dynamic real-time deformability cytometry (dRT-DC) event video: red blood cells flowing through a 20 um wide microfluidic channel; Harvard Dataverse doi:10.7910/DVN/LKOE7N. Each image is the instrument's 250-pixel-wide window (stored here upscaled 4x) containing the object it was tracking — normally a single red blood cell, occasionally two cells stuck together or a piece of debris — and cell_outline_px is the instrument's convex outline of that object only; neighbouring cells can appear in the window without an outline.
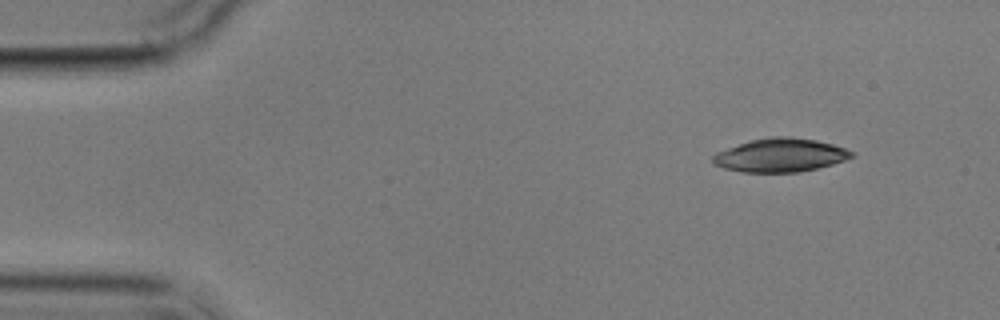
{"species": "common noctule bat (a hibernating species)", "species_latin": "Nyctalus noctula", "temperature_condition": "cold", "stored_images_in_passage": 5, "camera_frame_rate_fps": 3000, "um_per_image_px": 0.085, "animal": {"sex": "male", "body_mass_g": 17.9}, "frame": {"image": 1, "passage_image": 1, "time_ms": 0.0, "image_size_px": [1000, 320], "cell_outline_px": [[856, 156], [832, 164], [800, 172], [744, 172], [724, 168], [712, 164], [712, 156], [716, 152], [748, 140], [772, 136], [788, 136], [816, 140], [832, 144], [844, 148], [852, 152]], "centroid_in_image_um": [66.29, 13.18], "position_along_channel_um": 18.7, "area_um2": 27.17}}
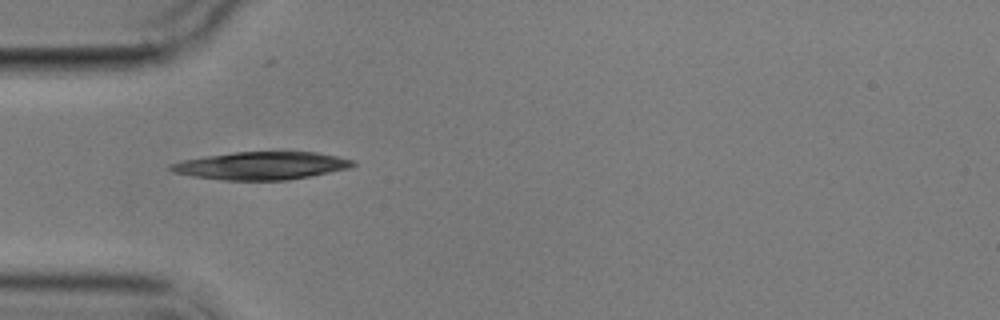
{"frame": {"image": 2, "passage_image": 4, "time_ms": 3.667, "image_size_px": [1000, 320], "cell_outline_px": [[356, 164], [348, 168], [288, 180], [224, 180], [192, 176], [176, 172], [168, 168], [168, 164], [184, 160], [208, 156], [236, 152], [316, 152], [336, 156], [352, 160]], "centroid_in_image_um": [22.19, 14.08], "position_along_channel_um": 62.8, "area_um2": 29.02}}
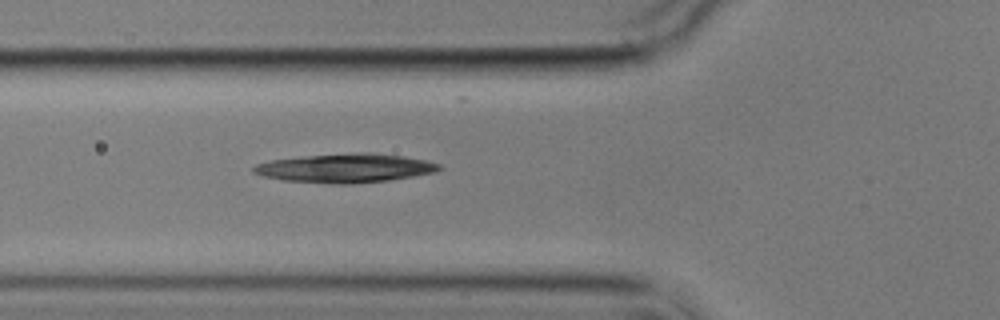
{"frame": {"image": 3, "passage_image": 5, "time_ms": 4.667, "image_size_px": [1000, 320], "cell_outline_px": [[444, 168], [436, 172], [388, 180], [352, 184], [332, 184], [284, 180], [264, 176], [252, 172], [252, 168], [256, 164], [272, 160], [304, 156], [360, 152], [368, 152], [404, 156], [424, 160], [440, 164]], "centroid_in_image_um": [29.37, 14.29], "position_along_channel_um": 96.4, "area_um2": 31.15}}